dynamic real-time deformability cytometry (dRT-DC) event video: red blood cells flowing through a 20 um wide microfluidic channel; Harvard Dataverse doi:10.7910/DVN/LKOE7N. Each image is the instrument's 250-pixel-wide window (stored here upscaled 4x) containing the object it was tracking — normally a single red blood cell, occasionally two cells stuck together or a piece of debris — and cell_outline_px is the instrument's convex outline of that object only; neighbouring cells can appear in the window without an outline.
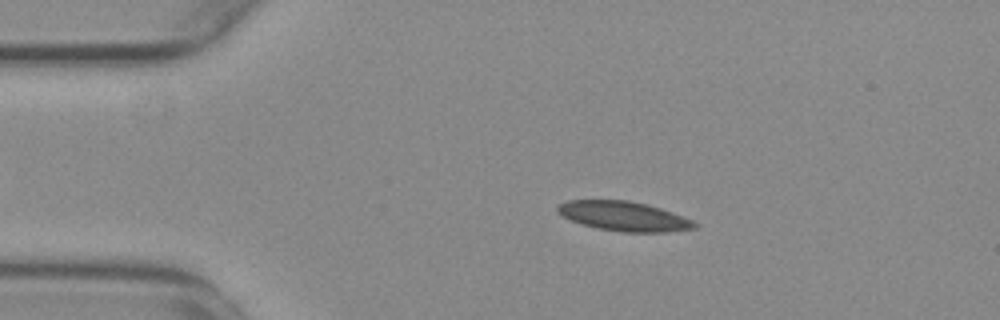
{"species": "common noctule bat (a hibernating species)", "species_latin": "Nyctalus noctula", "temperature_condition": "warm", "stored_images_in_passage": 24, "camera_frame_rate_fps": 3000, "um_per_image_px": 0.085, "animal": {"sex": "female", "body_mass_g": 29.2, "forearm_length_mm": 56.3}, "frame": {"image": 1, "passage_image": 9, "time_ms": 2.667, "image_size_px": [1000, 320], "cell_outline_px": [[700, 224], [696, 228], [664, 232], [624, 232], [600, 228], [580, 224], [556, 212], [556, 204], [568, 200], [628, 200], [648, 204], [684, 216]], "centroid_in_image_um": [53.03, 18.36], "position_along_channel_um": 32.0, "area_um2": 23.64}}
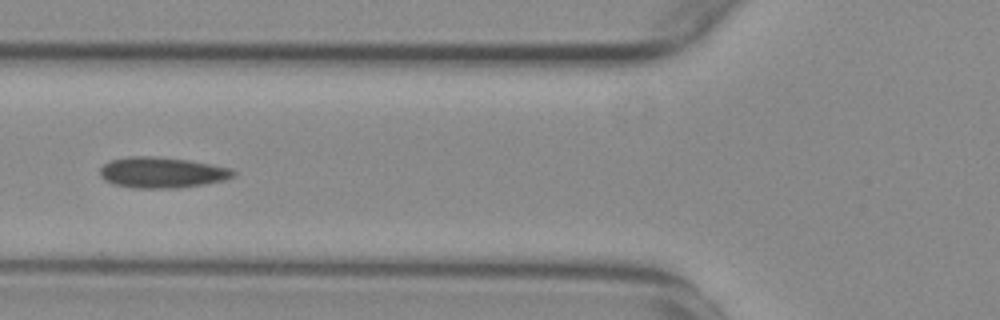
{"frame": {"image": 2, "passage_image": 19, "time_ms": 6.0, "image_size_px": [1000, 320], "cell_outline_px": [[236, 176], [224, 180], [204, 184], [176, 188], [136, 188], [112, 184], [104, 180], [100, 176], [100, 168], [104, 164], [112, 160], [132, 156], [152, 156], [188, 160], [232, 168], [236, 172]], "centroid_in_image_um": [13.78, 14.67], "position_along_channel_um": 112.0, "area_um2": 23.93}}
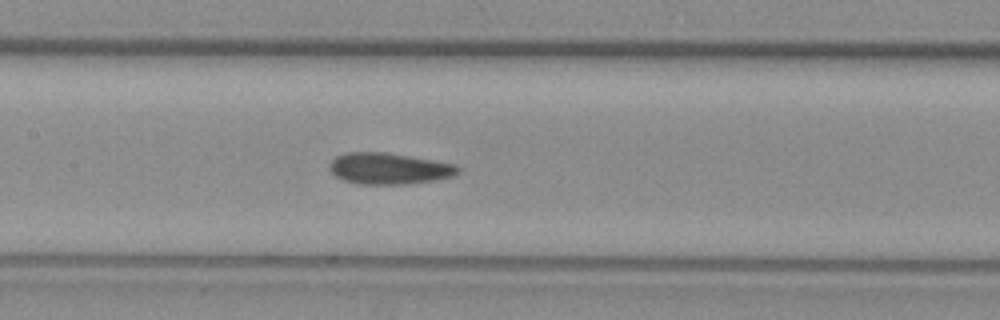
{"frame": {"image": 3, "passage_image": 24, "time_ms": 7.667, "image_size_px": [1000, 320], "cell_outline_px": [[460, 172], [452, 176], [432, 180], [404, 184], [356, 184], [344, 180], [336, 176], [332, 172], [332, 160], [336, 156], [348, 152], [384, 152], [456, 164], [460, 168]], "centroid_in_image_um": [33.08, 14.33], "position_along_channel_um": 174.3, "area_um2": 23.06}}